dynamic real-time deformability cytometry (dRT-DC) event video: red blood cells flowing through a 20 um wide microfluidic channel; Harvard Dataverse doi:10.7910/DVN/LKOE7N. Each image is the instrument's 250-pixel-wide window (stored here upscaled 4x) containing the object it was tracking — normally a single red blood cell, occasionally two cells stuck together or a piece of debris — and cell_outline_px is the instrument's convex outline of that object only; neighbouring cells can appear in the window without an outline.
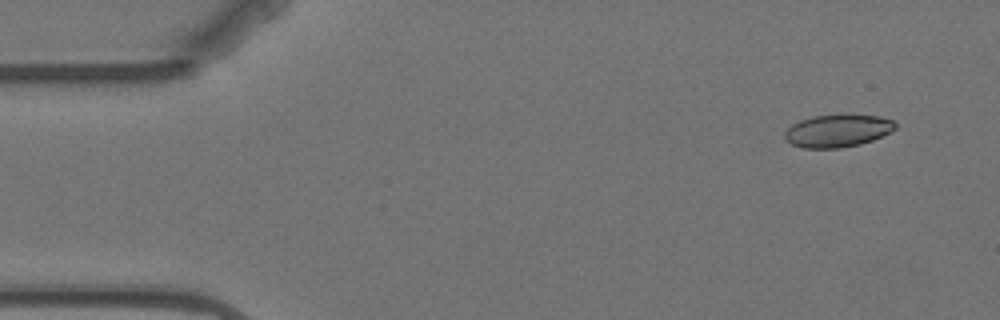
{"species": "Egyptian fruit bat (a non-hibernating species)", "species_latin": "Rousettus aegyptiacus", "temperature_condition": "warm", "stored_images_in_passage": 4, "camera_frame_rate_fps": 3000, "um_per_image_px": 0.085, "animal": {"sex": "female"}, "frame": {"image": 1, "passage_image": 1, "time_ms": 0.0, "image_size_px": [1000, 320], "cell_outline_px": [[896, 128], [892, 132], [872, 140], [860, 144], [840, 148], [804, 148], [792, 144], [784, 140], [784, 132], [792, 124], [800, 120], [812, 116], [880, 116], [892, 120], [896, 124]], "centroid_in_image_um": [71.18, 11.14], "position_along_channel_um": 13.8, "area_um2": 20.75}}
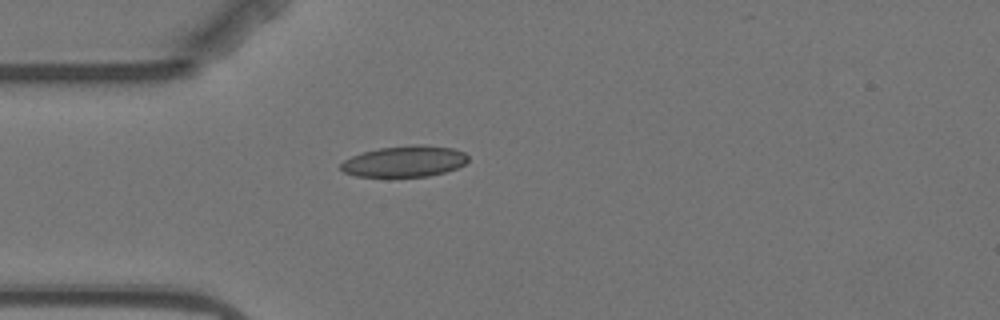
{"frame": {"image": 2, "passage_image": 4, "time_ms": 3.667, "image_size_px": [1000, 320], "cell_outline_px": [[468, 160], [464, 164], [456, 168], [444, 172], [428, 176], [356, 176], [344, 172], [340, 168], [340, 164], [344, 160], [352, 156], [364, 152], [380, 148], [416, 144], [424, 144], [452, 148], [464, 152], [468, 156]], "centroid_in_image_um": [34.4, 13.7], "position_along_channel_um": 50.6, "area_um2": 22.89}}